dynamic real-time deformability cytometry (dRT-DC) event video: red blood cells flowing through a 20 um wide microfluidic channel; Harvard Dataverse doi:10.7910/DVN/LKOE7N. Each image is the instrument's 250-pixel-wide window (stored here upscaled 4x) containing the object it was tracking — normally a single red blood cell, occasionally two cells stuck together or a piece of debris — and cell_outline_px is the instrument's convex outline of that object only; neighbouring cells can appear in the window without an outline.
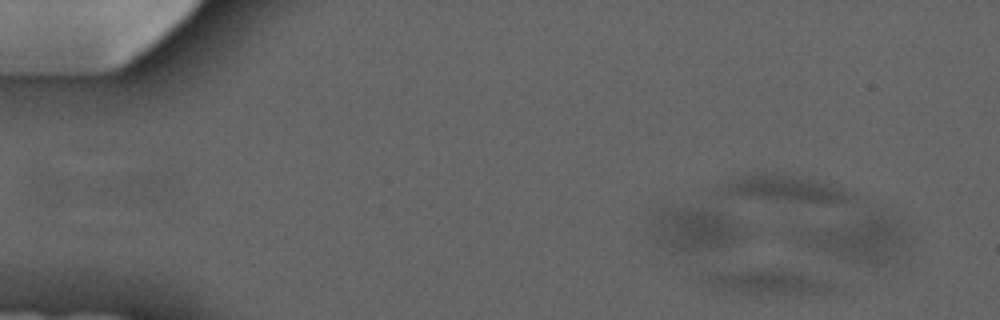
{"species": "common noctule bat (a hibernating species)", "species_latin": "Nyctalus noctula", "temperature_condition": "cold", "stored_images_in_passage": 9, "segment_of_instrument_passage": [1, 2], "camera_frame_rate_fps": 3000, "um_per_image_px": 0.085, "animal": {"sex": "male", "forearm_length_mm": 52.5}, "frame": {"image": 1, "passage_image": 1, "time_ms": 0.0, "image_size_px": [1000, 320], "cell_outline_px": [[844, 288], [840, 292], [800, 296], [760, 296], [716, 288], [700, 280], [700, 272], [756, 268], [784, 268], [800, 272], [828, 280]], "centroid_in_image_um": [65.4, 23.99], "position_along_channel_um": 19.6, "area_um2": 21.21}}